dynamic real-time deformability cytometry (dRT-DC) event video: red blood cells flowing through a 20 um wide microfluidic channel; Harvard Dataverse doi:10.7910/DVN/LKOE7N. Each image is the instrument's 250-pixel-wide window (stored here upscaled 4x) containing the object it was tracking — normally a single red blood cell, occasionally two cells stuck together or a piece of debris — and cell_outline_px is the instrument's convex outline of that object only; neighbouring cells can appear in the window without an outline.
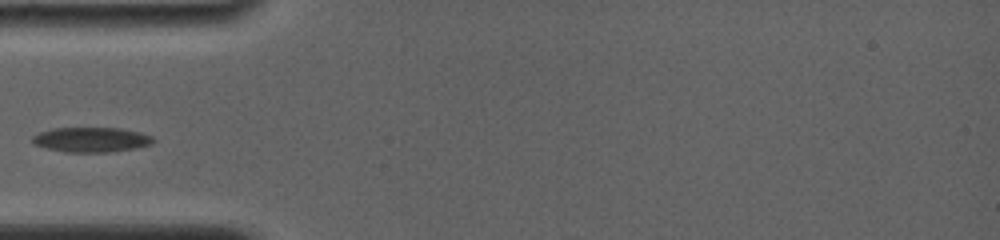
{"species": "common noctule bat (a hibernating species)", "species_latin": "Nyctalus noctula", "temperature_condition": "room temperature", "stored_images_in_passage": 4, "camera_frame_rate_fps": 4000, "um_per_image_px": 0.085, "animal": {"sex": "female", "body_mass_g": 19.0, "forearm_length_mm": 56.7}, "frame": {"image": 1, "passage_image": 2, "time_ms": 1.0, "image_size_px": [1000, 240], "cell_outline_px": [[156, 140], [152, 144], [132, 148], [108, 152], [68, 152], [48, 148], [32, 144], [32, 136], [40, 132], [52, 128], [120, 128], [140, 132], [152, 136]], "centroid_in_image_um": [7.75, 11.86], "position_along_channel_um": 77.2, "area_um2": 17.4}}